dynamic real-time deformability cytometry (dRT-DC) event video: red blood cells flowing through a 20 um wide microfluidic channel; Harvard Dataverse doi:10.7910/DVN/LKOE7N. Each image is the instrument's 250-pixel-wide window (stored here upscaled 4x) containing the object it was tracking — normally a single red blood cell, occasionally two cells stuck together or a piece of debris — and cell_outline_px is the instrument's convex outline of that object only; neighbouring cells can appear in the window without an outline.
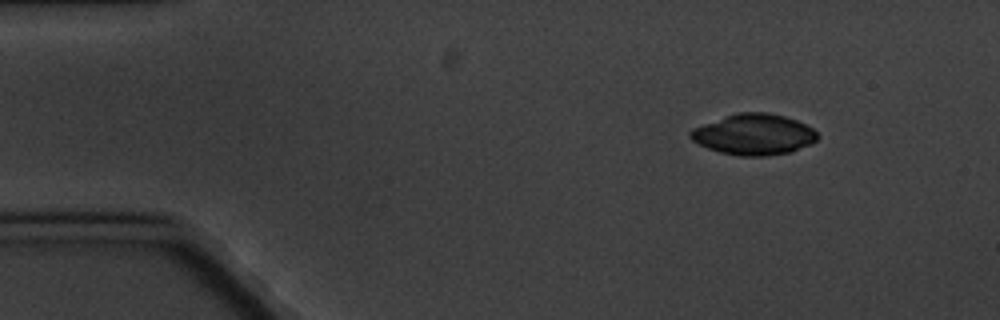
{"species": "common noctule bat (a hibernating species)", "species_latin": "Nyctalus noctula", "temperature_condition": "cold", "stored_images_in_passage": 6, "camera_frame_rate_fps": 3000, "um_per_image_px": 0.085, "animal": {"sex": "male", "body_mass_g": 20.1, "forearm_length_mm": 53.5}, "frame": {"image": 1, "passage_image": 2, "time_ms": 1.0, "image_size_px": [1000, 320], "cell_outline_px": [[820, 136], [812, 144], [792, 152], [768, 156], [740, 156], [720, 152], [708, 148], [692, 140], [688, 136], [688, 132], [692, 128], [724, 116], [736, 112], [768, 112], [784, 116], [796, 120], [812, 128]], "centroid_in_image_um": [64.08, 11.43], "position_along_channel_um": 20.9, "area_um2": 30.52}}